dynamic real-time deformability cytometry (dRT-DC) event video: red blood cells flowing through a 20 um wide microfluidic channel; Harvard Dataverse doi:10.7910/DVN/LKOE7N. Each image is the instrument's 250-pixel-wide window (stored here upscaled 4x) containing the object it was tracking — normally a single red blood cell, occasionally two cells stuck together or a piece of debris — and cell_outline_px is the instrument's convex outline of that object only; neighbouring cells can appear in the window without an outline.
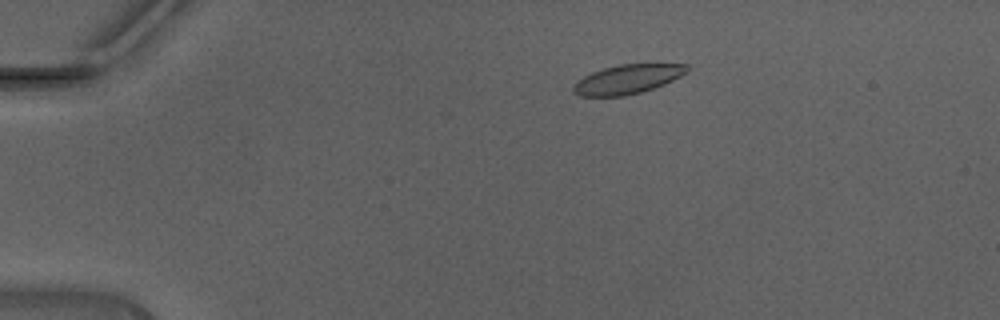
{"species": "Egyptian fruit bat (a non-hibernating species)", "species_latin": "Rousettus aegyptiacus", "temperature_condition": "warm", "stored_images_in_passage": 38, "camera_frame_rate_fps": 3000, "um_per_image_px": 0.085, "animal": {"sex": "male"}, "frame": {"image": 1, "passage_image": 9, "time_ms": 2.667, "image_size_px": [1000, 320], "cell_outline_px": [[688, 68], [680, 76], [664, 84], [640, 92], [624, 96], [580, 96], [572, 92], [572, 84], [576, 80], [592, 72], [604, 68], [620, 64], [688, 64]], "centroid_in_image_um": [53.26, 6.74], "position_along_channel_um": 31.7, "area_um2": 19.19}}
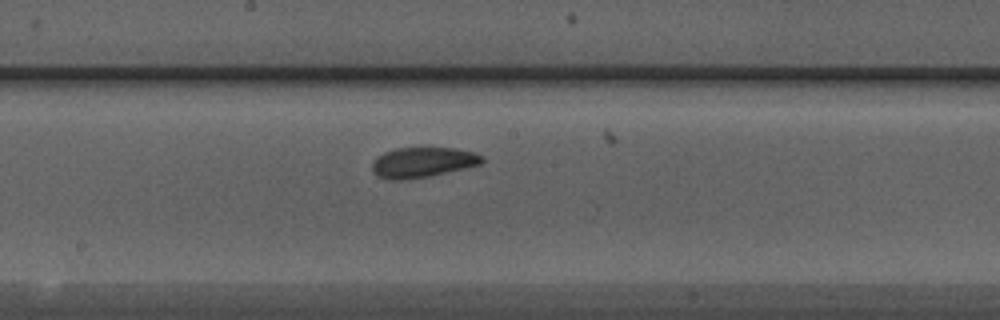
{"frame": {"image": 2, "passage_image": 26, "time_ms": 8.333, "image_size_px": [1000, 320], "cell_outline_px": [[484, 160], [480, 164], [464, 168], [428, 176], [400, 180], [388, 180], [372, 172], [372, 160], [376, 156], [384, 152], [396, 148], [424, 144], [452, 148], [472, 152], [484, 156]], "centroid_in_image_um": [35.88, 13.74], "position_along_channel_um": 212.3, "area_um2": 20.0}}
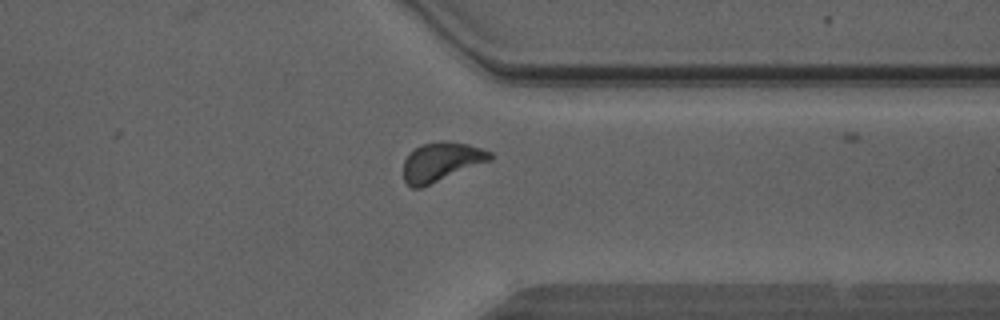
{"frame": {"image": 3, "passage_image": 37, "time_ms": 12.0, "image_size_px": [1000, 320], "cell_outline_px": [[492, 160], [420, 188], [412, 188], [404, 180], [404, 160], [412, 148], [424, 144], [440, 140], [448, 140], [468, 144], [492, 152]], "centroid_in_image_um": [37.5, 13.73], "position_along_channel_um": 373.9, "area_um2": 19.77}}